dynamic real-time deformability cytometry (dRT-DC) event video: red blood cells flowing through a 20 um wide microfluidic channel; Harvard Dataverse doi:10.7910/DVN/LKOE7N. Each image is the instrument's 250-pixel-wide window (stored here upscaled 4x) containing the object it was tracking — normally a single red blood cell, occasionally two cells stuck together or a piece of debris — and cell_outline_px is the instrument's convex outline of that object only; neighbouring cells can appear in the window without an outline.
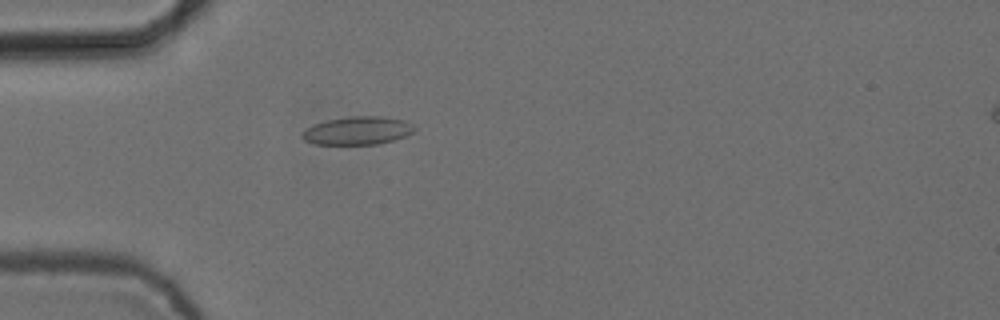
{"species": "common noctule bat (a hibernating species)", "species_latin": "Nyctalus noctula", "temperature_condition": "cold", "stored_images_in_passage": 2, "camera_frame_rate_fps": 3000, "um_per_image_px": 0.085, "animal": {"sex": "female", "body_mass_g": 24.6, "forearm_length_mm": 56.2}, "frame": {"image": 1, "passage_image": 1, "time_ms": 0.0, "image_size_px": [1000, 320], "cell_outline_px": [[416, 128], [412, 132], [404, 136], [392, 140], [376, 144], [316, 144], [304, 140], [300, 136], [300, 132], [312, 124], [328, 120], [348, 116], [384, 116], [404, 120], [412, 124]], "centroid_in_image_um": [30.35, 11.09], "position_along_channel_um": 54.7, "area_um2": 18.44}}